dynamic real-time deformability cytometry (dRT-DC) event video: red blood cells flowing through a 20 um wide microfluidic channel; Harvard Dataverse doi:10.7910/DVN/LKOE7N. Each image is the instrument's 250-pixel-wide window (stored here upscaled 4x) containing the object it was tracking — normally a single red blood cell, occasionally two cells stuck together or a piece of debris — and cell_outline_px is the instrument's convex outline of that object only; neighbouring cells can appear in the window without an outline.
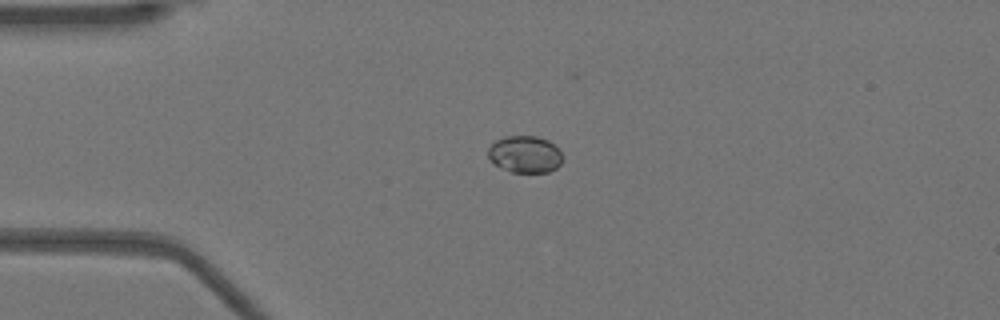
{"species": "Egyptian fruit bat (a non-hibernating species)", "species_latin": "Rousettus aegyptiacus", "temperature_condition": "warm", "stored_images_in_passage": 37, "camera_frame_rate_fps": 3000, "um_per_image_px": 0.085, "animal": {"sex": "female"}, "frame": {"image": 1, "passage_image": 1, "time_ms": 0.0, "image_size_px": [1000, 320], "cell_outline_px": [[560, 164], [556, 168], [548, 172], [512, 172], [496, 164], [488, 156], [488, 148], [496, 140], [504, 136], [536, 136], [548, 140], [560, 152]], "centroid_in_image_um": [44.6, 13.1], "position_along_channel_um": 40.4, "area_um2": 15.66}}
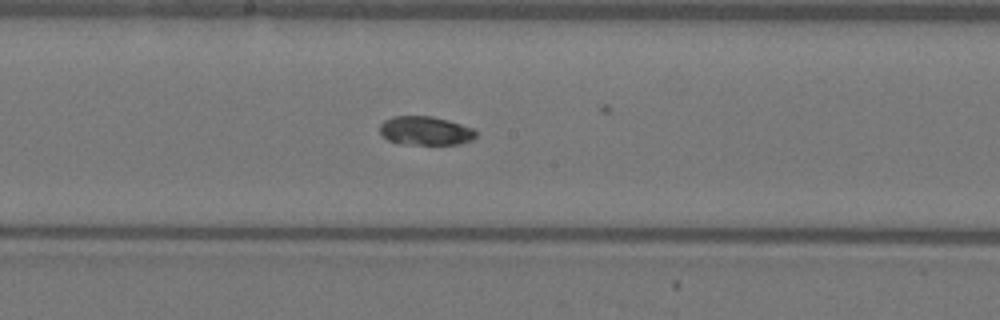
{"frame": {"image": 2, "passage_image": 16, "time_ms": 5.0, "image_size_px": [1000, 320], "cell_outline_px": [[476, 136], [472, 140], [460, 144], [396, 144], [388, 140], [380, 132], [380, 124], [384, 120], [392, 116], [432, 116], [448, 120], [472, 128], [476, 132]], "centroid_in_image_um": [36.14, 11.12], "position_along_channel_um": 212.1, "area_um2": 16.18}}
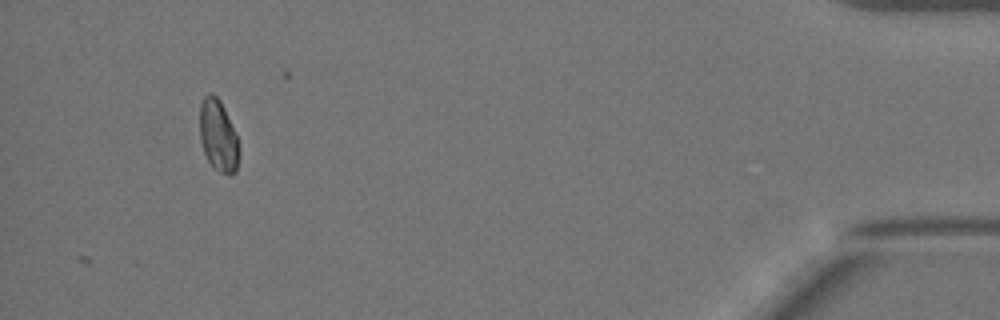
{"frame": {"image": 3, "passage_image": 37, "time_ms": 12.0, "image_size_px": [1000, 320], "cell_outline_px": [[240, 152], [236, 172], [228, 176], [220, 172], [208, 160], [204, 152], [200, 140], [200, 104], [204, 96], [208, 92], [212, 92], [220, 100], [224, 108], [236, 136]], "centroid_in_image_um": [18.54, 11.53], "position_along_channel_um": 416.7, "area_um2": 16.36}, "authors_computed_cell_mechanics": {"area_um2": 16.6464, "velocity_mm_per_s": 3.9432, "shape_relaxation_time_tau1_ms": 6.813, "shape_relaxation_time_tau2_ms": null, "deformation_change_tau1": 0.1331, "deformation_change_tau2": null}}